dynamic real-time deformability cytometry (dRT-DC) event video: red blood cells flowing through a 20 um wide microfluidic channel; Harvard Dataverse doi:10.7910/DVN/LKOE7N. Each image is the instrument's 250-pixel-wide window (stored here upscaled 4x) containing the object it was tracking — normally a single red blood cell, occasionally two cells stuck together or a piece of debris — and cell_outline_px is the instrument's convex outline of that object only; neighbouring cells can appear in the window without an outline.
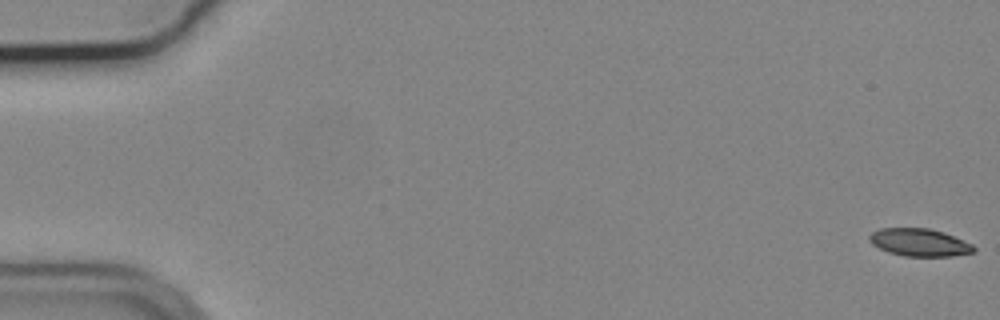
{"species": "common noctule bat (a hibernating species)", "species_latin": "Nyctalus noctula", "temperature_condition": "cold", "stored_images_in_passage": 56, "camera_frame_rate_fps": 3000, "um_per_image_px": 0.085, "animal": {"sex": "male", "body_mass_g": 19.2, "forearm_length_mm": 51.8}, "frame": {"image": 1, "passage_image": 1, "time_ms": 0.0, "image_size_px": [1000, 320], "cell_outline_px": [[976, 252], [952, 256], [904, 256], [888, 252], [872, 244], [868, 240], [868, 236], [872, 232], [880, 228], [928, 228], [944, 232], [972, 244], [976, 248]], "centroid_in_image_um": [78.15, 20.6], "position_along_channel_um": 6.8, "area_um2": 16.88}}
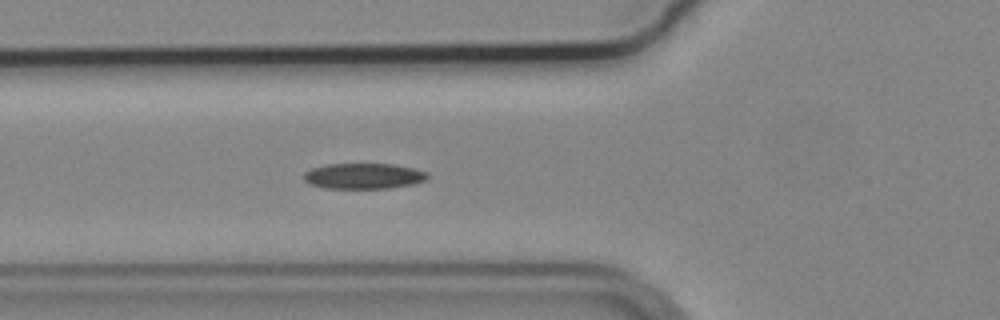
{"frame": {"image": 2, "passage_image": 21, "time_ms": 6.667, "image_size_px": [1000, 320], "cell_outline_px": [[428, 176], [424, 180], [412, 184], [388, 188], [324, 188], [308, 184], [304, 180], [304, 172], [312, 168], [324, 164], [392, 164], [412, 168], [428, 172]], "centroid_in_image_um": [30.85, 14.96], "position_along_channel_um": 94.9, "area_um2": 18.44}}
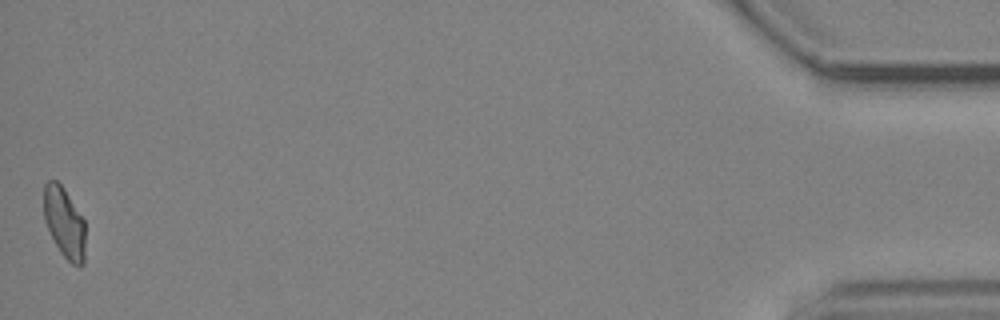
{"frame": {"image": 3, "passage_image": 56, "time_ms": 18.333, "image_size_px": [1000, 320], "cell_outline_px": [[84, 264], [80, 268], [72, 264], [60, 252], [44, 220], [44, 184], [48, 180], [56, 180], [64, 188], [84, 220]], "centroid_in_image_um": [5.47, 18.93], "position_along_channel_um": 429.7, "area_um2": 16.94}, "authors_computed_cell_mechanics": {"area_um2": 17.9758, "velocity_mm_per_s": 3.6968, "shape_relaxation_time_tau1_ms": 7.1274, "shape_relaxation_time_tau2_ms": null, "deformation_change_tau1": 0.1585, "deformation_change_tau2": null}}